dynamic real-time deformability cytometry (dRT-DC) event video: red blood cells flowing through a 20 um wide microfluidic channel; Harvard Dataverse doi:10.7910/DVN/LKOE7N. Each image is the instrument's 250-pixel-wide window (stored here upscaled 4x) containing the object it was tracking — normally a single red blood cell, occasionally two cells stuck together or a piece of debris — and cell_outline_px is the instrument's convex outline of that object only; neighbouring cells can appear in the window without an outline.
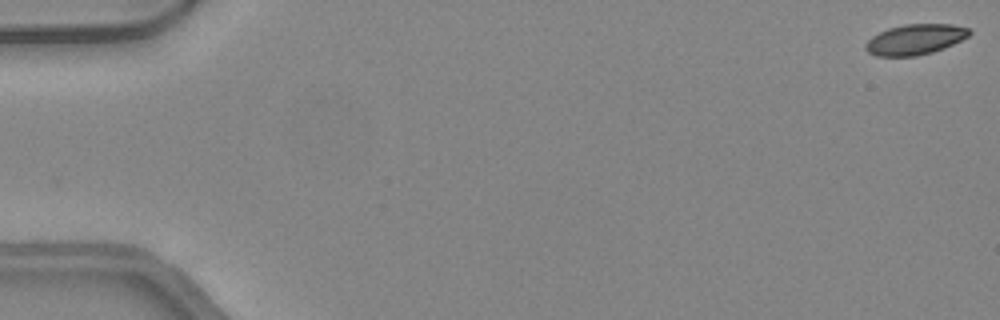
{"species": "common noctule bat (a hibernating species)", "species_latin": "Nyctalus noctula", "temperature_condition": "warm", "stored_images_in_passage": 49, "camera_frame_rate_fps": 3000, "um_per_image_px": 0.085, "animal": {"sex": "female", "body_mass_g": 24.6, "forearm_length_mm": 56.2}, "frame": {"image": 1, "passage_image": 1, "time_ms": 0.0, "image_size_px": [1000, 320], "cell_outline_px": [[972, 32], [968, 36], [944, 48], [932, 52], [916, 56], [876, 56], [868, 52], [864, 48], [864, 44], [872, 36], [888, 28], [904, 24], [952, 24], [968, 28]], "centroid_in_image_um": [77.76, 3.35], "position_along_channel_um": 7.2, "area_um2": 18.38}}
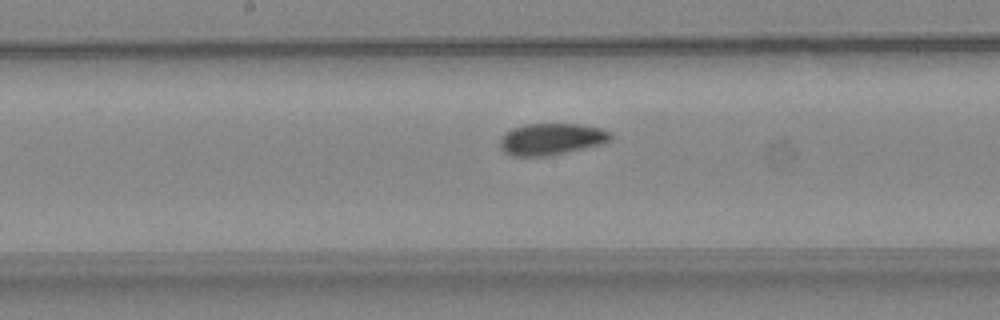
{"frame": {"image": 2, "passage_image": 26, "time_ms": 8.333, "image_size_px": [1000, 320], "cell_outline_px": [[612, 140], [604, 144], [548, 156], [512, 156], [504, 152], [500, 148], [500, 140], [508, 132], [524, 124], [576, 124], [600, 128], [612, 132]], "centroid_in_image_um": [46.92, 11.83], "position_along_channel_um": 201.3, "area_um2": 20.35}}
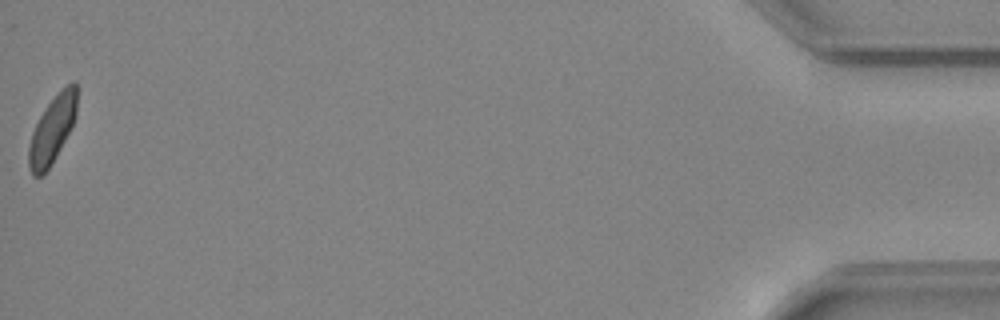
{"frame": {"image": 3, "passage_image": 49, "time_ms": 16.0, "image_size_px": [1000, 320], "cell_outline_px": [[76, 116], [56, 156], [48, 168], [40, 176], [32, 176], [28, 168], [28, 148], [32, 132], [44, 108], [72, 80], [76, 80]], "centroid_in_image_um": [4.41, 11.04], "position_along_channel_um": 430.8, "area_um2": 18.32}, "authors_computed_cell_mechanics": {"area_um2": 19.7676, "velocity_mm_per_s": 4.2845, "shape_relaxation_time_tau1_ms": 6.9425, "shape_relaxation_time_tau2_ms": 2.8395, "deformation_change_tau1": 0.1328, "deformation_change_tau2": 0.0613}}